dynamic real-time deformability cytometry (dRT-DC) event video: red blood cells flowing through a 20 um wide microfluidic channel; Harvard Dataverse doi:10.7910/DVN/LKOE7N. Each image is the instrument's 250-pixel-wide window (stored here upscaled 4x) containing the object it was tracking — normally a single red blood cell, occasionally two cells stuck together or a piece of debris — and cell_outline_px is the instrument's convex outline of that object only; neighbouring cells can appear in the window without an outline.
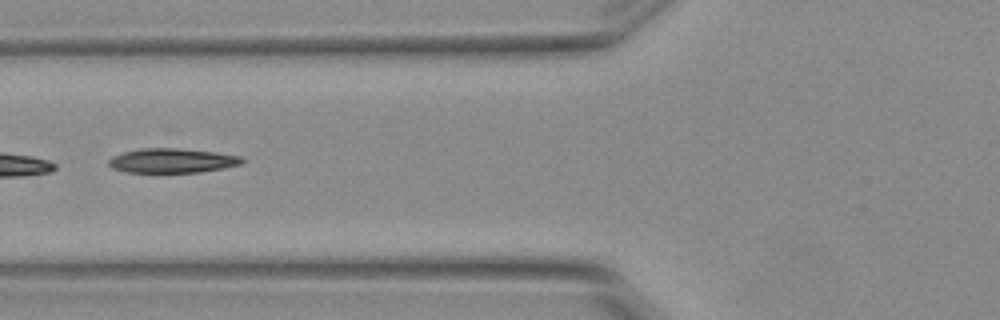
{"species": "Egyptian fruit bat (a non-hibernating species)", "species_latin": "Rousettus aegyptiacus", "temperature_condition": "warm", "stored_images_in_passage": 6, "camera_frame_rate_fps": 3000, "um_per_image_px": 0.085, "animal": {"sex": "female"}, "frame": {"image": 1, "passage_image": 5, "time_ms": 1.333, "image_size_px": [1000, 320], "cell_outline_px": [[244, 164], [224, 168], [200, 172], [128, 172], [112, 168], [108, 164], [108, 160], [112, 156], [124, 152], [140, 148], [176, 148], [216, 152], [240, 156], [244, 160]], "centroid_in_image_um": [14.65, 13.65], "position_along_channel_um": 111.2, "area_um2": 19.02}}
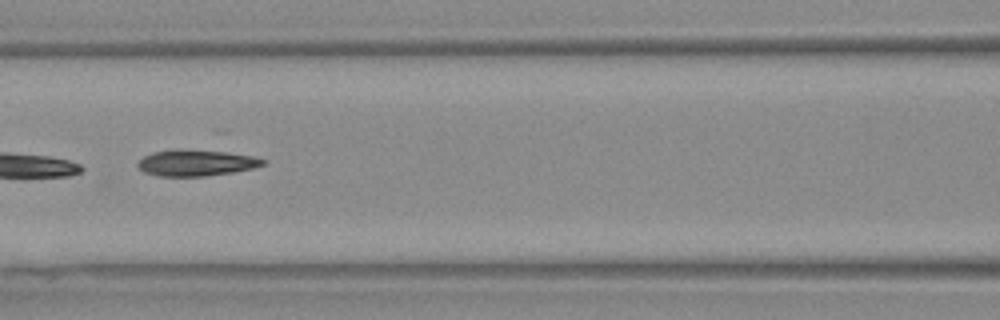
{"frame": {"image": 2, "passage_image": 6, "time_ms": 1.667, "image_size_px": [1000, 320], "cell_outline_px": [[268, 160], [264, 164], [252, 168], [232, 172], [204, 176], [156, 176], [144, 172], [136, 164], [144, 156], [152, 152], [216, 148], [252, 156]], "centroid_in_image_um": [16.74, 13.82], "position_along_channel_um": 149.9, "area_um2": 19.36}}